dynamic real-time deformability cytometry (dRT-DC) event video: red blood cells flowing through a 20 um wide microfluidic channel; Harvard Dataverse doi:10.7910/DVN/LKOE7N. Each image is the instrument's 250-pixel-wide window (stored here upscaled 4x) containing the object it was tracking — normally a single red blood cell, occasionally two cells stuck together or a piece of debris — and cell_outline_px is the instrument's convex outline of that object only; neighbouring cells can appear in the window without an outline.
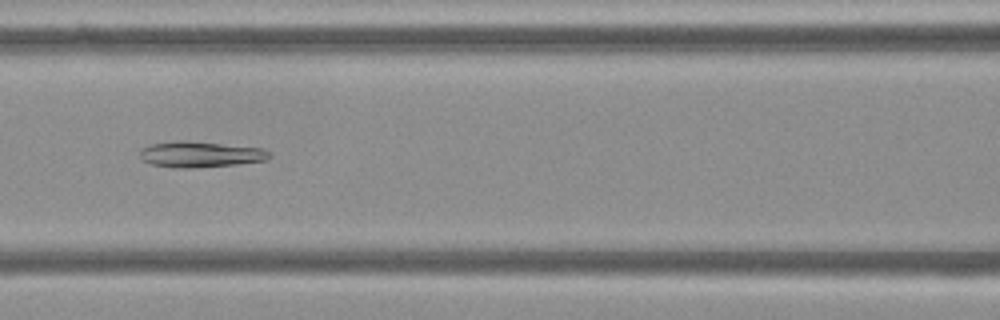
{"species": "Egyptian fruit bat (a non-hibernating species)", "species_latin": "Rousettus aegyptiacus", "temperature_condition": "cold", "stored_images_in_passage": 50, "camera_frame_rate_fps": 3000, "um_per_image_px": 0.085, "frame": {"image": 1, "passage_image": 24, "time_ms": 7.667, "image_size_px": [1000, 320], "cell_outline_px": [[272, 156], [268, 160], [236, 164], [192, 168], [172, 168], [148, 164], [140, 160], [140, 148], [148, 144], [176, 140], [184, 140], [264, 148]], "centroid_in_image_um": [16.96, 13.12], "position_along_channel_um": 149.6, "area_um2": 19.94}}
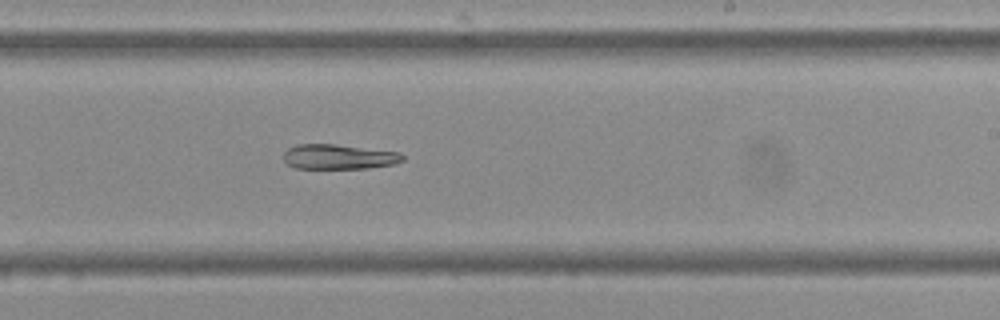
{"frame": {"image": 2, "passage_image": 33, "time_ms": 10.667, "image_size_px": [1000, 320], "cell_outline_px": [[404, 160], [392, 164], [368, 168], [296, 168], [288, 164], [284, 160], [284, 152], [288, 148], [296, 144], [336, 144], [400, 152], [404, 156]], "centroid_in_image_um": [28.79, 13.31], "position_along_channel_um": 260.2, "area_um2": 17.22}}
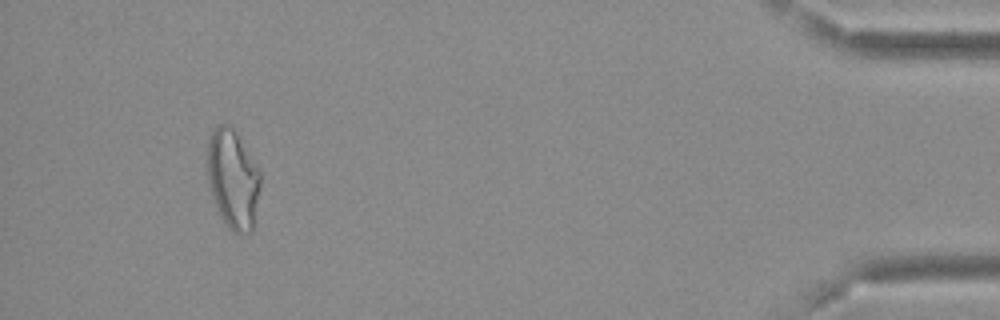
{"frame": {"image": 3, "passage_image": 47, "time_ms": 15.333, "image_size_px": [1000, 320], "cell_outline_px": [[260, 188], [252, 232], [240, 236], [232, 232], [228, 228], [216, 204], [208, 180], [208, 136], [220, 124], [228, 124], [236, 132], [260, 172]], "centroid_in_image_um": [19.81, 15.26], "position_along_channel_um": 415.4, "area_um2": 30.23}}